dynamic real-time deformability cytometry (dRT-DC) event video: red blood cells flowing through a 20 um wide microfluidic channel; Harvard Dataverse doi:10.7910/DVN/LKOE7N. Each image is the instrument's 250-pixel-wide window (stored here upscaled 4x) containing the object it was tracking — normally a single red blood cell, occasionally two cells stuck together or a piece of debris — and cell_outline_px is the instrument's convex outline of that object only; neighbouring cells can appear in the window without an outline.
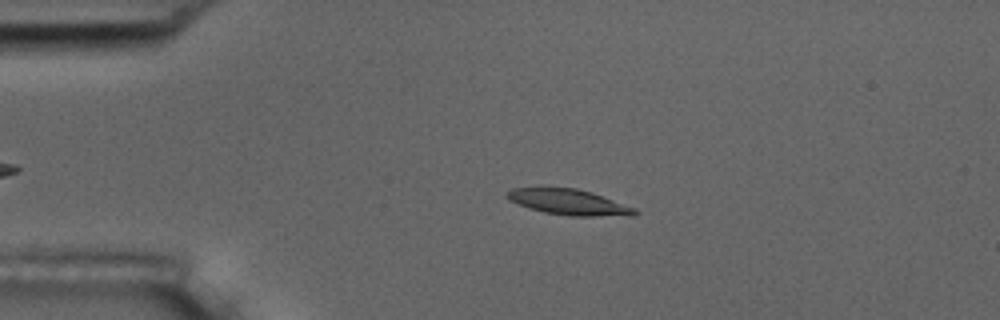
{"species": "common noctule bat (a hibernating species)", "species_latin": "Nyctalus noctula", "temperature_condition": "room temperature", "stored_images_in_passage": 48, "camera_frame_rate_fps": 3000, "um_per_image_px": 0.085, "animal": {"sex": "male", "body_mass_g": 17.5, "forearm_length_mm": 52.3}, "frame": {"image": 1, "passage_image": 12, "time_ms": 3.667, "image_size_px": [1000, 320], "cell_outline_px": [[640, 212], [632, 216], [568, 216], [544, 212], [508, 200], [504, 196], [504, 192], [512, 188], [540, 184], [576, 188], [592, 192], [636, 208]], "centroid_in_image_um": [48.28, 17.12], "position_along_channel_um": 36.7, "area_um2": 20.06}}
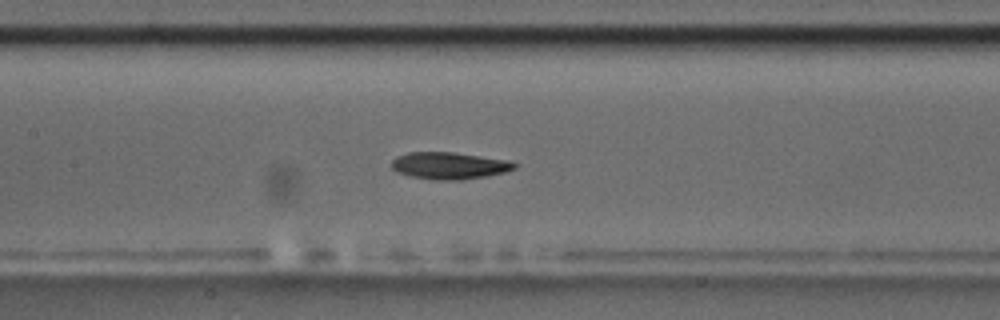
{"frame": {"image": 2, "passage_image": 26, "time_ms": 8.333, "image_size_px": [1000, 320], "cell_outline_px": [[520, 164], [516, 168], [504, 172], [488, 176], [464, 180], [432, 180], [408, 176], [396, 172], [392, 168], [392, 160], [396, 156], [408, 152], [452, 152], [508, 160]], "centroid_in_image_um": [38.18, 14.09], "position_along_channel_um": 169.2, "area_um2": 19.59}}
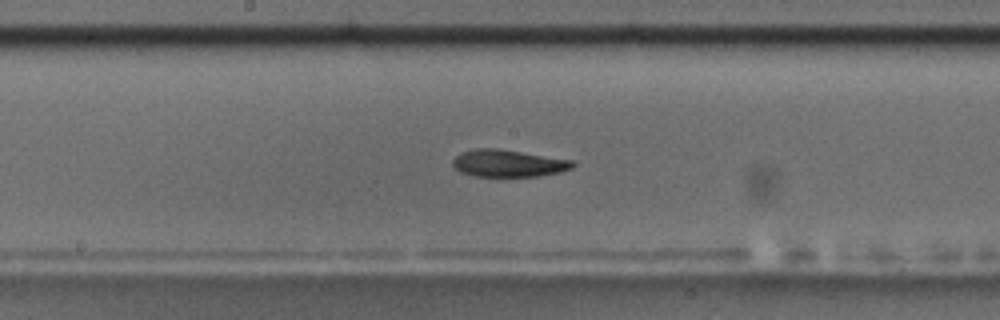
{"frame": {"image": 3, "passage_image": 29, "time_ms": 9.333, "image_size_px": [1000, 320], "cell_outline_px": [[576, 164], [572, 168], [560, 172], [536, 176], [476, 176], [460, 172], [452, 164], [452, 160], [456, 156], [464, 152], [476, 148], [496, 148], [572, 160]], "centroid_in_image_um": [43.2, 13.88], "position_along_channel_um": 205.0, "area_um2": 18.73}, "authors_computed_cell_mechanics": {"area_um2": 18.8717, "velocity_mm_per_s": 3.6077, "shape_relaxation_time_tau1_ms": 10.8349, "shape_relaxation_time_tau2_ms": null, "deformation_change_tau1": 0.2515, "deformation_change_tau2": null}}